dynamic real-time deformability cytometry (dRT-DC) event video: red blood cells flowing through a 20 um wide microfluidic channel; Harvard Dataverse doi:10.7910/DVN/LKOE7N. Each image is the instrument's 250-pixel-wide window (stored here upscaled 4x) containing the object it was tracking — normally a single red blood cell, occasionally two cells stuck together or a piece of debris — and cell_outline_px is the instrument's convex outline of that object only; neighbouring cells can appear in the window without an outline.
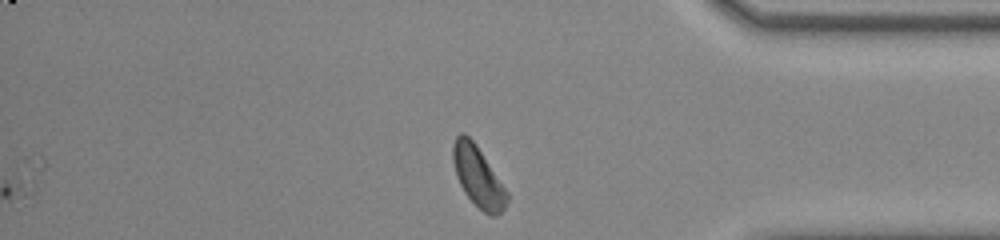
{"species": "common noctule bat (a hibernating species)", "species_latin": "Nyctalus noctula", "temperature_condition": "room temperature", "stored_images_in_passage": 38, "segment_of_instrument_passage": [2, 2], "camera_frame_rate_fps": 3000, "um_per_image_px": 0.085, "animal": {"sex": "male", "body_mass_g": 20.0, "forearm_length_mm": 53.3}, "frame": {"image": 1, "passage_image": 38, "time_ms": 12.333, "image_size_px": [1000, 240], "cell_outline_px": [[508, 204], [496, 216], [492, 216], [484, 212], [464, 192], [456, 176], [452, 160], [452, 144], [456, 136], [460, 132], [464, 132], [476, 144], [508, 192]], "centroid_in_image_um": [40.62, 14.98], "position_along_channel_um": 394.6, "area_um2": 18.96}}